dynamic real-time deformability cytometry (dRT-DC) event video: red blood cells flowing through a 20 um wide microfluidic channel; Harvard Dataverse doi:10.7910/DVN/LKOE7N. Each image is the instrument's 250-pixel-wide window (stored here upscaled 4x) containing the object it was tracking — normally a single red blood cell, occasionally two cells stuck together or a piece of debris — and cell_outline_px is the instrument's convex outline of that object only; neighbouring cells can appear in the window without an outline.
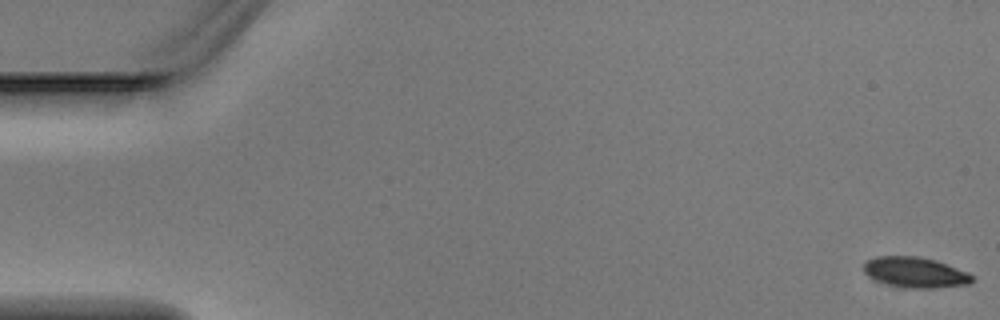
{"species": "Egyptian fruit bat (a non-hibernating species)", "species_latin": "Rousettus aegyptiacus", "temperature_condition": "warm", "stored_images_in_passage": 6, "camera_frame_rate_fps": 3000, "um_per_image_px": 0.085, "animal": {"sex": "male"}, "frame": {"image": 1, "passage_image": 1, "time_ms": 0.0, "image_size_px": [1000, 320], "cell_outline_px": [[972, 280], [968, 284], [932, 288], [908, 288], [884, 284], [868, 276], [864, 272], [864, 260], [876, 256], [916, 256], [936, 260], [968, 272], [972, 276]], "centroid_in_image_um": [77.74, 23.14], "position_along_channel_um": 7.3, "area_um2": 19.31}}
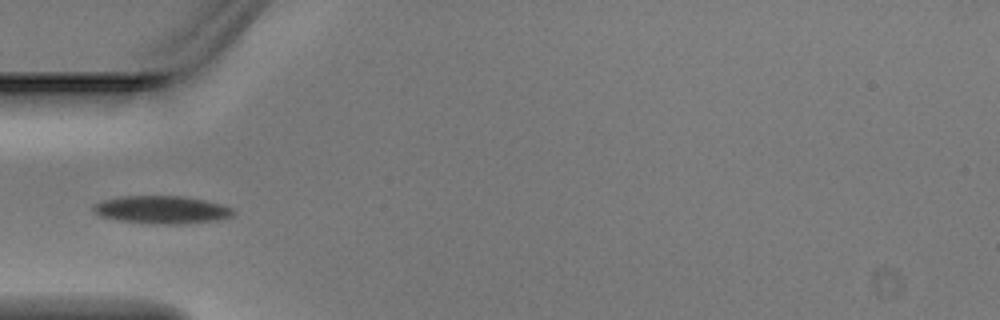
{"frame": {"image": 2, "passage_image": 5, "time_ms": 1.333, "image_size_px": [1000, 320], "cell_outline_px": [[236, 212], [232, 216], [220, 220], [180, 224], [156, 224], [120, 220], [100, 216], [92, 208], [96, 204], [104, 200], [120, 196], [184, 196], [204, 200], [220, 204], [232, 208]], "centroid_in_image_um": [13.8, 17.83], "position_along_channel_um": 71.2, "area_um2": 22.54}}
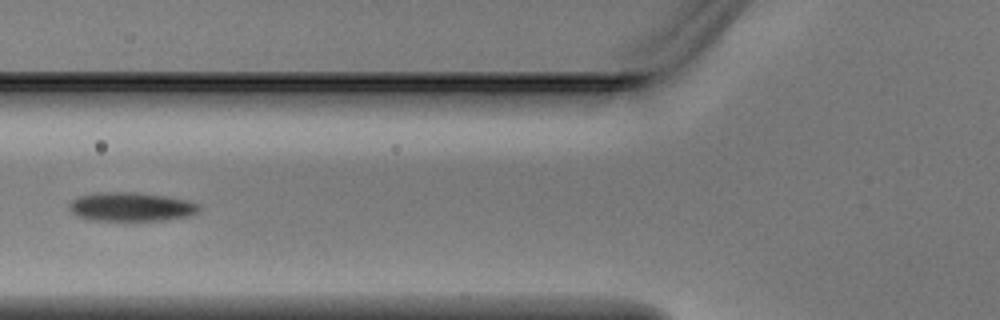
{"frame": {"image": 3, "passage_image": 6, "time_ms": 1.667, "image_size_px": [1000, 320], "cell_outline_px": [[200, 212], [188, 216], [160, 220], [92, 220], [76, 216], [68, 208], [68, 204], [76, 196], [96, 192], [136, 192], [164, 196], [188, 200], [200, 204]], "centroid_in_image_um": [11.12, 17.56], "position_along_channel_um": 114.7, "area_um2": 22.02}}